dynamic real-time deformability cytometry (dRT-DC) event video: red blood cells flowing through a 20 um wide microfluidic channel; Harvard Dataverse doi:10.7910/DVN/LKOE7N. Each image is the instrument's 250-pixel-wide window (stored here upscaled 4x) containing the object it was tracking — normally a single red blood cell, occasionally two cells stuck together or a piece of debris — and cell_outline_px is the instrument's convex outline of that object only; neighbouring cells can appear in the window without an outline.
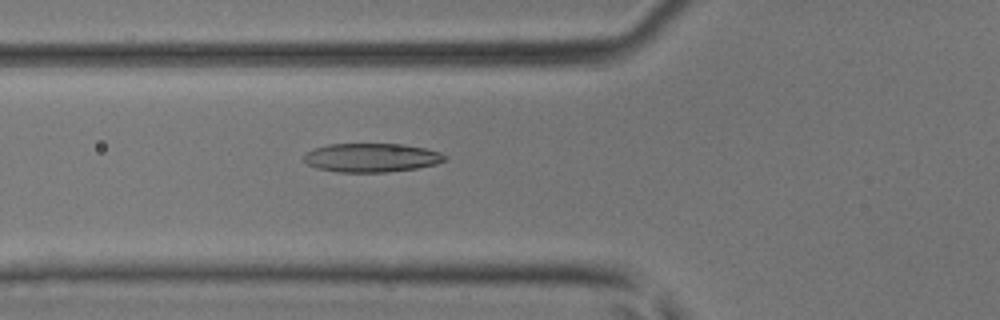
{"species": "common noctule bat (a hibernating species)", "species_latin": "Nyctalus noctula", "temperature_condition": "room temperature", "stored_images_in_passage": 33, "camera_frame_rate_fps": 3000, "um_per_image_px": 0.085, "animal": {"sex": "male", "body_mass_g": 17.9, "forearm_length_mm": 54.2}, "frame": {"image": 1, "passage_image": 3, "time_ms": 0.667, "image_size_px": [1000, 320], "cell_outline_px": [[448, 160], [436, 164], [416, 168], [388, 172], [336, 172], [316, 168], [308, 164], [304, 160], [304, 156], [308, 152], [316, 148], [328, 144], [404, 144], [424, 148], [440, 152], [448, 156]], "centroid_in_image_um": [31.62, 13.4], "position_along_channel_um": 94.2, "area_um2": 23.7}}
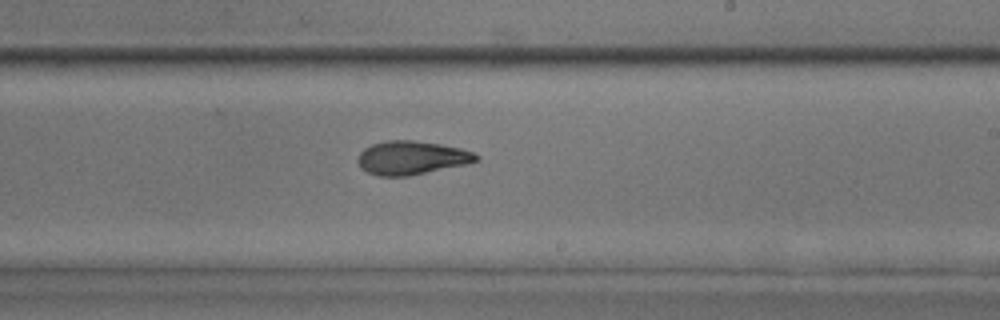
{"frame": {"image": 2, "passage_image": 14, "time_ms": 4.333, "image_size_px": [1000, 320], "cell_outline_px": [[480, 160], [464, 164], [408, 176], [376, 176], [360, 168], [360, 152], [364, 148], [372, 144], [384, 140], [412, 140], [440, 144], [460, 148], [472, 152], [480, 156]], "centroid_in_image_um": [34.98, 13.4], "position_along_channel_um": 254.0, "area_um2": 22.95}}
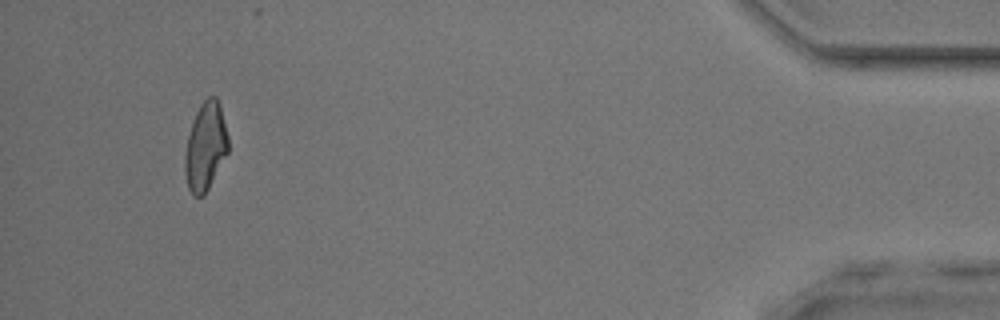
{"frame": {"image": 3, "passage_image": 30, "time_ms": 9.667, "image_size_px": [1000, 320], "cell_outline_px": [[228, 152], [204, 196], [192, 196], [188, 188], [184, 172], [184, 156], [188, 136], [196, 112], [200, 104], [208, 96], [216, 96], [220, 104], [228, 136]], "centroid_in_image_um": [17.46, 12.47], "position_along_channel_um": 417.7, "area_um2": 22.25}}